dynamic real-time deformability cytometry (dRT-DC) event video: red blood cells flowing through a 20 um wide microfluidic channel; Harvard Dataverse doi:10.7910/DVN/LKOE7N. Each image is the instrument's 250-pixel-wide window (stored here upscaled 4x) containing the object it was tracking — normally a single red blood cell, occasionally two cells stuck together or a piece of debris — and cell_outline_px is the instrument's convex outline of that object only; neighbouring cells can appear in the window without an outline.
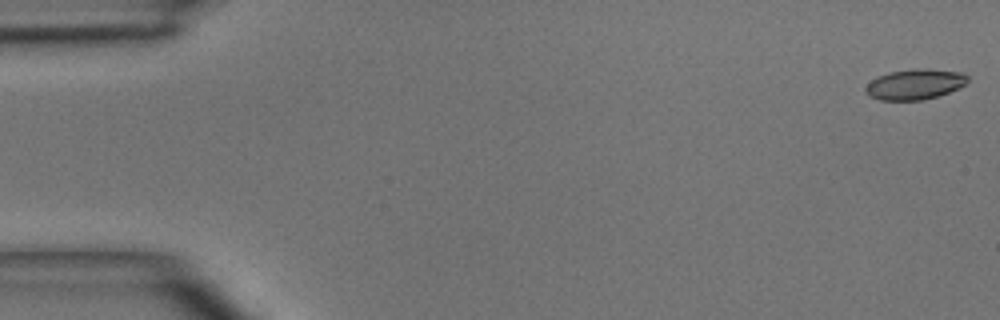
{"species": "common noctule bat (a hibernating species)", "species_latin": "Nyctalus noctula", "temperature_condition": "room temperature", "stored_images_in_passage": 5, "camera_frame_rate_fps": 3000, "um_per_image_px": 0.085, "animal": {"sex": "male", "body_mass_g": 15.6}, "frame": {"image": 1, "passage_image": 1, "time_ms": 0.0, "image_size_px": [1000, 320], "cell_outline_px": [[968, 80], [964, 84], [948, 92], [924, 100], [880, 100], [868, 96], [864, 92], [864, 88], [876, 76], [888, 72], [916, 68], [928, 68], [964, 72], [968, 76]], "centroid_in_image_um": [77.73, 7.15], "position_along_channel_um": 7.3, "area_um2": 18.26}}
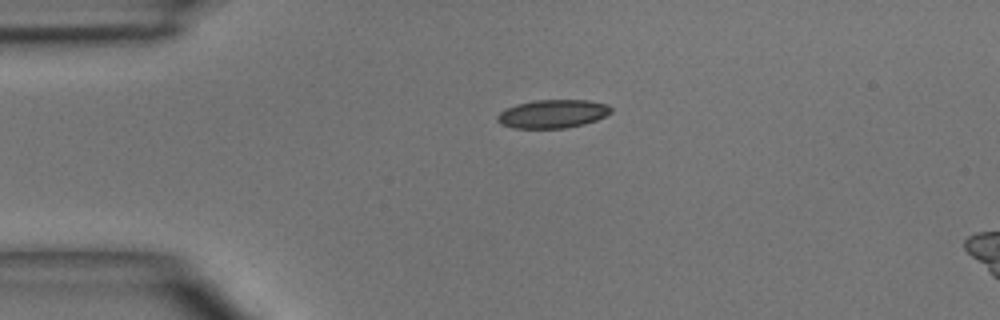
{"frame": {"image": 2, "passage_image": 4, "time_ms": 3.333, "image_size_px": [1000, 320], "cell_outline_px": [[612, 112], [596, 120], [584, 124], [564, 128], [512, 128], [500, 124], [496, 120], [496, 116], [500, 112], [516, 104], [536, 100], [588, 100], [608, 104], [612, 108]], "centroid_in_image_um": [46.97, 9.68], "position_along_channel_um": 38.0, "area_um2": 18.84}}